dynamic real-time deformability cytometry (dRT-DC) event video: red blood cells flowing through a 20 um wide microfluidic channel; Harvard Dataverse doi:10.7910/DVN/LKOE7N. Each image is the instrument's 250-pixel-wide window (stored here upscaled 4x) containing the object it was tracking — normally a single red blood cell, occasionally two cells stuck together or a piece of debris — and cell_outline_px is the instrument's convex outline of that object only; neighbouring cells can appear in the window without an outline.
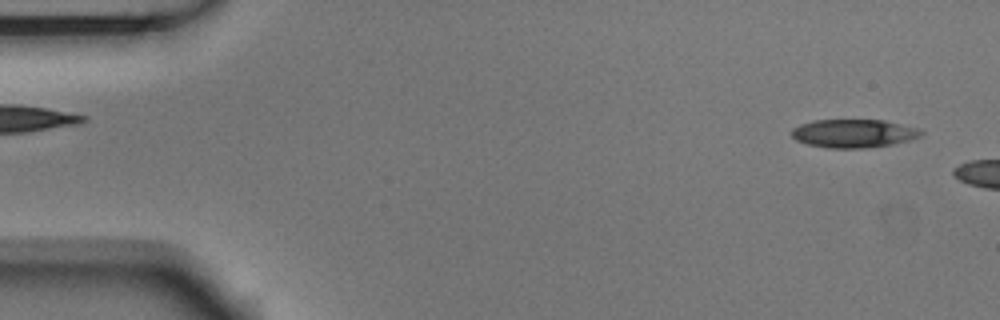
{"species": "Egyptian fruit bat (a non-hibernating species)", "species_latin": "Rousettus aegyptiacus", "temperature_condition": "room temperature", "stored_images_in_passage": 7, "camera_frame_rate_fps": 3000, "um_per_image_px": 0.085, "animal": {"sex": "male"}, "frame": {"image": 1, "passage_image": 2, "time_ms": 0.333, "image_size_px": [1000, 320], "cell_outline_px": [[924, 132], [920, 136], [908, 140], [892, 144], [860, 148], [828, 148], [808, 144], [796, 140], [792, 136], [792, 128], [800, 124], [812, 120], [884, 120], [920, 128]], "centroid_in_image_um": [72.55, 11.33], "position_along_channel_um": 12.4, "area_um2": 21.33}}